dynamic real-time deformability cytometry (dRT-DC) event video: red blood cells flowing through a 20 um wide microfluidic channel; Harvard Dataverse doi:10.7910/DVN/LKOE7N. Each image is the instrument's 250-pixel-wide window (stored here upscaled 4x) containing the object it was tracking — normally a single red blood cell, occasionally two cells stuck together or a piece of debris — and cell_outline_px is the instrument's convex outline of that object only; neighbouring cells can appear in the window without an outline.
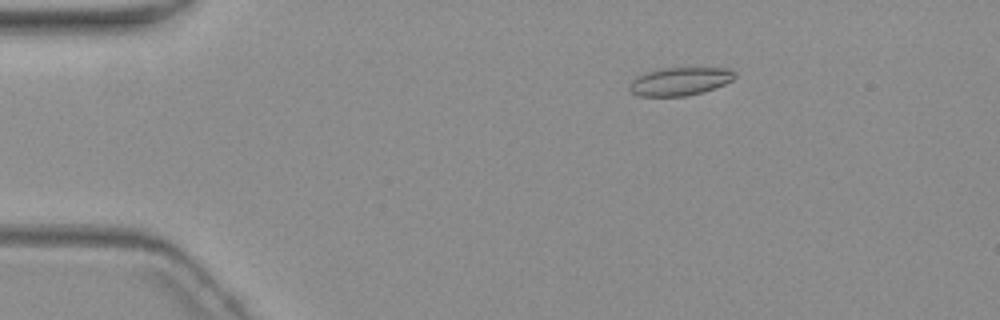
{"species": "common noctule bat (a hibernating species)", "species_latin": "Nyctalus noctula", "temperature_condition": "warm", "stored_images_in_passage": 7, "camera_frame_rate_fps": 3000, "um_per_image_px": 0.085, "animal": {"sex": "female", "body_mass_g": 19.3, "forearm_length_mm": 54.1}, "frame": {"image": 1, "passage_image": 3, "time_ms": 2.0, "image_size_px": [1000, 320], "cell_outline_px": [[736, 76], [732, 80], [724, 84], [704, 92], [688, 96], [640, 96], [632, 92], [628, 88], [632, 80], [636, 76], [648, 72], [664, 68], [728, 68]], "centroid_in_image_um": [57.78, 6.92], "position_along_channel_um": 27.2, "area_um2": 17.11}}
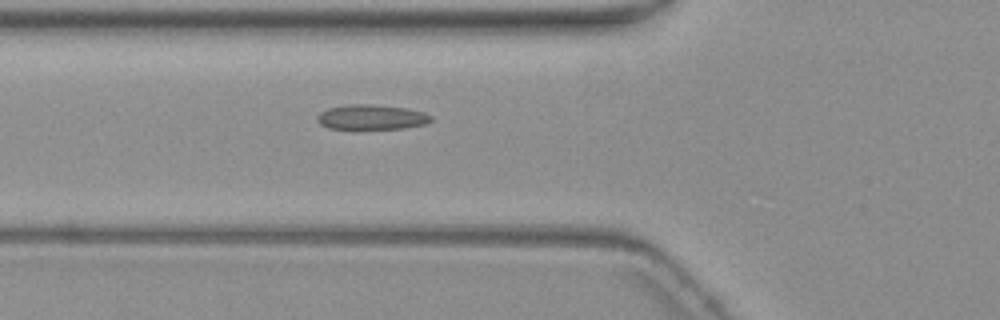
{"frame": {"image": 2, "passage_image": 6, "time_ms": 5.667, "image_size_px": [1000, 320], "cell_outline_px": [[432, 120], [424, 124], [404, 128], [360, 132], [328, 128], [320, 124], [316, 120], [316, 116], [320, 112], [328, 108], [348, 104], [372, 104], [404, 108], [424, 112], [432, 116]], "centroid_in_image_um": [31.51, 10.01], "position_along_channel_um": 94.3, "area_um2": 17.46}}